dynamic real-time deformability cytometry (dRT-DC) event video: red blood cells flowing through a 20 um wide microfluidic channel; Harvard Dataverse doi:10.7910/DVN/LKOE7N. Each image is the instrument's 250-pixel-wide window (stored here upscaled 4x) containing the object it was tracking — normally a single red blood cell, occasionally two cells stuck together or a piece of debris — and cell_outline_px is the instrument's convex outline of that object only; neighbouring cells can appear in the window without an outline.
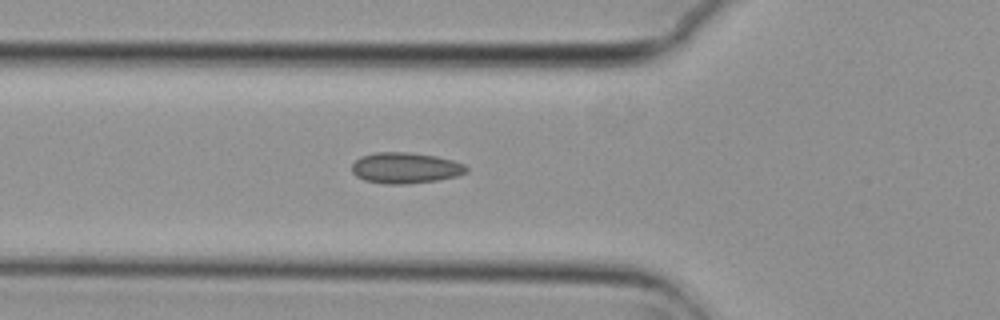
{"species": "common noctule bat (a hibernating species)", "species_latin": "Nyctalus noctula", "temperature_condition": "cold", "stored_images_in_passage": 4, "camera_frame_rate_fps": 3000, "um_per_image_px": 0.085, "animal": {"sex": "female", "body_mass_g": 29.2, "forearm_length_mm": 56.3}, "frame": {"image": 1, "passage_image": 4, "time_ms": 1.0, "image_size_px": [1000, 320], "cell_outline_px": [[468, 172], [456, 176], [436, 180], [404, 184], [384, 184], [364, 180], [356, 176], [352, 172], [352, 164], [360, 156], [376, 152], [408, 152], [436, 156], [452, 160], [464, 164], [468, 168]], "centroid_in_image_um": [34.44, 14.27], "position_along_channel_um": 91.4, "area_um2": 20.63}}